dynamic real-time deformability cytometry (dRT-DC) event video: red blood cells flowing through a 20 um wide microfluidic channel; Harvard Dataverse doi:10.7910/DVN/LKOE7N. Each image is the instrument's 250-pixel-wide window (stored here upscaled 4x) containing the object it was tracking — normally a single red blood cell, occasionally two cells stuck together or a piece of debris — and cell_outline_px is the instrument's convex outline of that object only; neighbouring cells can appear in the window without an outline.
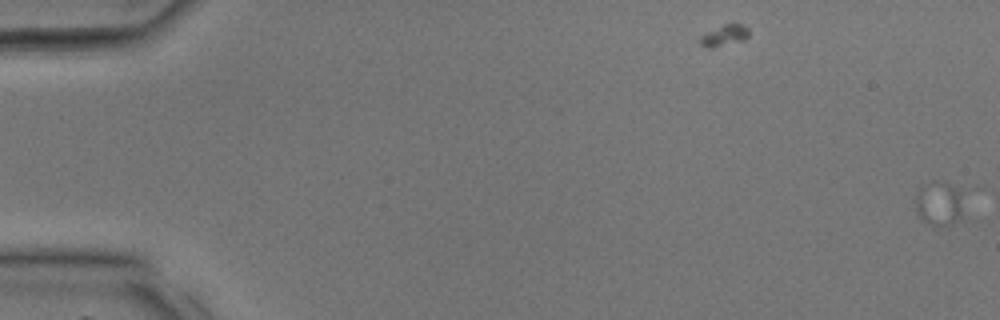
{"species": "common noctule bat (a hibernating species)", "species_latin": "Nyctalus noctula", "temperature_condition": "room temperature", "stored_images_in_passage": 2, "camera_frame_rate_fps": 3000, "um_per_image_px": 0.085, "animal": {"sex": "male", "body_mass_g": 17.9, "forearm_length_mm": 54.2}, "frame": {"image": 1, "passage_image": 2, "time_ms": 0.333, "image_size_px": [1000, 320], "cell_outline_px": [[984, 188], [960, 216], [952, 224], [932, 224], [924, 220], [920, 216], [916, 208], [916, 188], [932, 180], [944, 180], [976, 184]], "centroid_in_image_um": [80.31, 17.02], "position_along_channel_um": 4.7, "area_um2": 15.66}}